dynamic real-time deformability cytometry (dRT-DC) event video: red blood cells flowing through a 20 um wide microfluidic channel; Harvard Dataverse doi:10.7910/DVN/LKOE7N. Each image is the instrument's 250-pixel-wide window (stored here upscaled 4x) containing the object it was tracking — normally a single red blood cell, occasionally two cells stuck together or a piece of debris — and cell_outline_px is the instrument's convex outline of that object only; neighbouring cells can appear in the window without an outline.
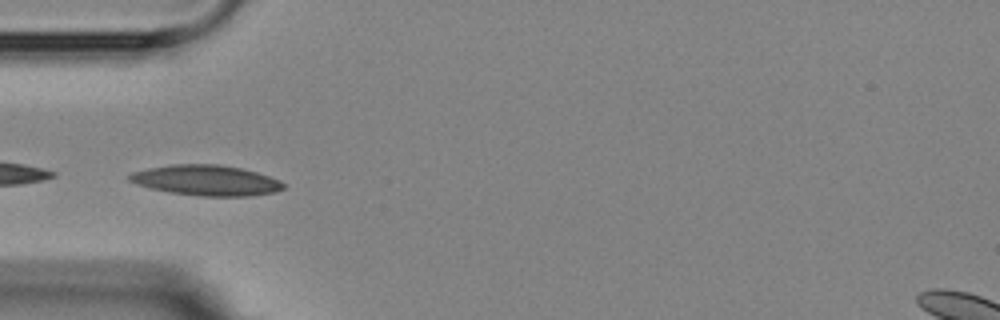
{"species": "Egyptian fruit bat (a non-hibernating species)", "species_latin": "Rousettus aegyptiacus", "temperature_condition": "room temperature", "stored_images_in_passage": 9, "camera_frame_rate_fps": 3000, "um_per_image_px": 0.085, "animal": {"sex": "female"}, "frame": {"image": 1, "passage_image": 3, "time_ms": 2.333, "image_size_px": [1000, 320], "cell_outline_px": [[284, 188], [276, 192], [252, 196], [196, 196], [148, 188], [136, 184], [128, 180], [128, 176], [132, 172], [148, 168], [172, 164], [220, 164], [240, 168], [256, 172], [280, 180], [284, 184]], "centroid_in_image_um": [17.52, 15.33], "position_along_channel_um": 67.5, "area_um2": 27.4}}
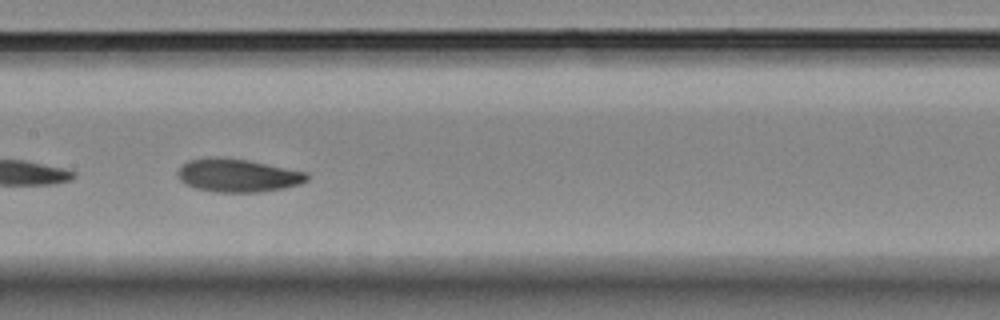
{"frame": {"image": 2, "passage_image": 6, "time_ms": 5.667, "image_size_px": [1000, 320], "cell_outline_px": [[308, 180], [300, 184], [284, 188], [260, 192], [216, 192], [196, 188], [184, 184], [180, 180], [176, 172], [188, 160], [244, 160], [308, 172]], "centroid_in_image_um": [20.26, 14.97], "position_along_channel_um": 187.1, "area_um2": 24.04}}
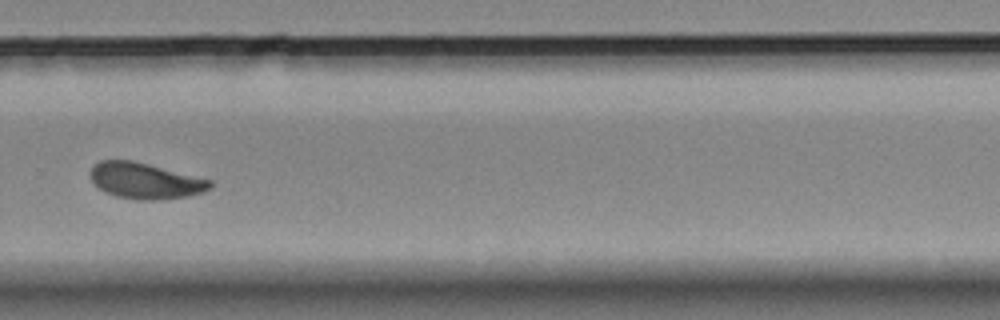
{"frame": {"image": 3, "passage_image": 9, "time_ms": 9.333, "image_size_px": [1000, 320], "cell_outline_px": [[212, 188], [188, 196], [160, 200], [140, 200], [116, 196], [104, 192], [92, 180], [88, 172], [92, 164], [100, 160], [132, 160], [212, 180]], "centroid_in_image_um": [12.31, 15.36], "position_along_channel_um": 317.5, "area_um2": 25.14}}